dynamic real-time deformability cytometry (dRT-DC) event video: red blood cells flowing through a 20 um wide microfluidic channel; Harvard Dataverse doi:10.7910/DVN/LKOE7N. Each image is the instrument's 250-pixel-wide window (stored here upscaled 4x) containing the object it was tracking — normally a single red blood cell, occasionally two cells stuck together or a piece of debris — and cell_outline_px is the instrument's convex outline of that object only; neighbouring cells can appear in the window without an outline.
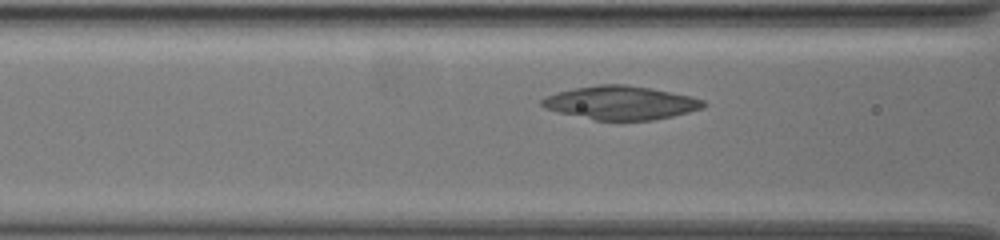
{"species": "common noctule bat (a hibernating species)", "species_latin": "Nyctalus noctula", "temperature_condition": "warm", "stored_images_in_passage": 17, "camera_frame_rate_fps": 3000, "um_per_image_px": 0.085, "animal": {"sex": "female", "body_mass_g": 19.5, "forearm_length_mm": 54.1}, "frame": {"image": 1, "passage_image": 15, "time_ms": 4.667, "image_size_px": [1000, 240], "cell_outline_px": [[708, 104], [704, 108], [672, 116], [652, 120], [596, 120], [556, 112], [544, 108], [540, 104], [540, 100], [544, 96], [556, 92], [576, 88], [600, 84], [624, 84], [648, 88], [692, 96], [704, 100]], "centroid_in_image_um": [52.75, 8.74], "position_along_channel_um": 113.9, "area_um2": 31.62}}